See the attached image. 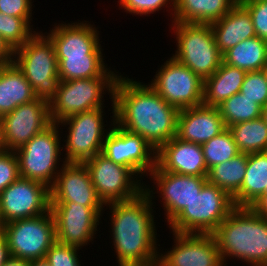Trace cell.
Returning a JSON list of instances; mask_svg holds the SVG:
<instances>
[{
  "label": "cell",
  "mask_w": 267,
  "mask_h": 266,
  "mask_svg": "<svg viewBox=\"0 0 267 266\" xmlns=\"http://www.w3.org/2000/svg\"><path fill=\"white\" fill-rule=\"evenodd\" d=\"M32 0H0V12L23 18L31 27Z\"/></svg>",
  "instance_id": "cell-40"
},
{
  "label": "cell",
  "mask_w": 267,
  "mask_h": 266,
  "mask_svg": "<svg viewBox=\"0 0 267 266\" xmlns=\"http://www.w3.org/2000/svg\"><path fill=\"white\" fill-rule=\"evenodd\" d=\"M10 257L7 241L2 232H0V266Z\"/></svg>",
  "instance_id": "cell-43"
},
{
  "label": "cell",
  "mask_w": 267,
  "mask_h": 266,
  "mask_svg": "<svg viewBox=\"0 0 267 266\" xmlns=\"http://www.w3.org/2000/svg\"><path fill=\"white\" fill-rule=\"evenodd\" d=\"M156 164L165 172L182 175L207 177L208 173L202 146L176 136L157 151Z\"/></svg>",
  "instance_id": "cell-21"
},
{
  "label": "cell",
  "mask_w": 267,
  "mask_h": 266,
  "mask_svg": "<svg viewBox=\"0 0 267 266\" xmlns=\"http://www.w3.org/2000/svg\"><path fill=\"white\" fill-rule=\"evenodd\" d=\"M173 236L174 247L159 252L157 266H224L212 234L173 232Z\"/></svg>",
  "instance_id": "cell-17"
},
{
  "label": "cell",
  "mask_w": 267,
  "mask_h": 266,
  "mask_svg": "<svg viewBox=\"0 0 267 266\" xmlns=\"http://www.w3.org/2000/svg\"><path fill=\"white\" fill-rule=\"evenodd\" d=\"M49 102L35 100L17 106L0 117V135L5 150L15 151L51 124Z\"/></svg>",
  "instance_id": "cell-15"
},
{
  "label": "cell",
  "mask_w": 267,
  "mask_h": 266,
  "mask_svg": "<svg viewBox=\"0 0 267 266\" xmlns=\"http://www.w3.org/2000/svg\"><path fill=\"white\" fill-rule=\"evenodd\" d=\"M79 249L56 241L47 251L45 259L51 266H81Z\"/></svg>",
  "instance_id": "cell-36"
},
{
  "label": "cell",
  "mask_w": 267,
  "mask_h": 266,
  "mask_svg": "<svg viewBox=\"0 0 267 266\" xmlns=\"http://www.w3.org/2000/svg\"><path fill=\"white\" fill-rule=\"evenodd\" d=\"M4 227H5V222H4L3 218H2L1 209H0V232L3 231Z\"/></svg>",
  "instance_id": "cell-47"
},
{
  "label": "cell",
  "mask_w": 267,
  "mask_h": 266,
  "mask_svg": "<svg viewBox=\"0 0 267 266\" xmlns=\"http://www.w3.org/2000/svg\"><path fill=\"white\" fill-rule=\"evenodd\" d=\"M240 93L264 107L267 104V76L263 70L246 72Z\"/></svg>",
  "instance_id": "cell-35"
},
{
  "label": "cell",
  "mask_w": 267,
  "mask_h": 266,
  "mask_svg": "<svg viewBox=\"0 0 267 266\" xmlns=\"http://www.w3.org/2000/svg\"><path fill=\"white\" fill-rule=\"evenodd\" d=\"M20 177L15 151L4 150L0 154V193Z\"/></svg>",
  "instance_id": "cell-39"
},
{
  "label": "cell",
  "mask_w": 267,
  "mask_h": 266,
  "mask_svg": "<svg viewBox=\"0 0 267 266\" xmlns=\"http://www.w3.org/2000/svg\"><path fill=\"white\" fill-rule=\"evenodd\" d=\"M0 209L5 224L45 214L50 211V188L19 177L0 193Z\"/></svg>",
  "instance_id": "cell-16"
},
{
  "label": "cell",
  "mask_w": 267,
  "mask_h": 266,
  "mask_svg": "<svg viewBox=\"0 0 267 266\" xmlns=\"http://www.w3.org/2000/svg\"><path fill=\"white\" fill-rule=\"evenodd\" d=\"M251 208L258 214L267 218V189L264 194L251 206Z\"/></svg>",
  "instance_id": "cell-42"
},
{
  "label": "cell",
  "mask_w": 267,
  "mask_h": 266,
  "mask_svg": "<svg viewBox=\"0 0 267 266\" xmlns=\"http://www.w3.org/2000/svg\"><path fill=\"white\" fill-rule=\"evenodd\" d=\"M85 22H63L47 33L54 44L57 58L102 54L99 31L93 24Z\"/></svg>",
  "instance_id": "cell-20"
},
{
  "label": "cell",
  "mask_w": 267,
  "mask_h": 266,
  "mask_svg": "<svg viewBox=\"0 0 267 266\" xmlns=\"http://www.w3.org/2000/svg\"><path fill=\"white\" fill-rule=\"evenodd\" d=\"M50 188V202H74L85 207H104L84 163L63 162Z\"/></svg>",
  "instance_id": "cell-19"
},
{
  "label": "cell",
  "mask_w": 267,
  "mask_h": 266,
  "mask_svg": "<svg viewBox=\"0 0 267 266\" xmlns=\"http://www.w3.org/2000/svg\"><path fill=\"white\" fill-rule=\"evenodd\" d=\"M217 107L226 128L233 124L258 119L262 113V106L240 92L227 98Z\"/></svg>",
  "instance_id": "cell-32"
},
{
  "label": "cell",
  "mask_w": 267,
  "mask_h": 266,
  "mask_svg": "<svg viewBox=\"0 0 267 266\" xmlns=\"http://www.w3.org/2000/svg\"><path fill=\"white\" fill-rule=\"evenodd\" d=\"M245 74V70L222 61L217 71L204 80L203 104L217 107L227 98L240 92Z\"/></svg>",
  "instance_id": "cell-26"
},
{
  "label": "cell",
  "mask_w": 267,
  "mask_h": 266,
  "mask_svg": "<svg viewBox=\"0 0 267 266\" xmlns=\"http://www.w3.org/2000/svg\"><path fill=\"white\" fill-rule=\"evenodd\" d=\"M238 0H175L171 22L211 24L228 14Z\"/></svg>",
  "instance_id": "cell-25"
},
{
  "label": "cell",
  "mask_w": 267,
  "mask_h": 266,
  "mask_svg": "<svg viewBox=\"0 0 267 266\" xmlns=\"http://www.w3.org/2000/svg\"><path fill=\"white\" fill-rule=\"evenodd\" d=\"M261 118L264 120V122L267 125V104L264 107H262Z\"/></svg>",
  "instance_id": "cell-46"
},
{
  "label": "cell",
  "mask_w": 267,
  "mask_h": 266,
  "mask_svg": "<svg viewBox=\"0 0 267 266\" xmlns=\"http://www.w3.org/2000/svg\"><path fill=\"white\" fill-rule=\"evenodd\" d=\"M118 3L126 13L140 16L154 14V12L161 10L162 7L169 8L168 3L172 7L170 17L173 16V11L175 10V0H119Z\"/></svg>",
  "instance_id": "cell-37"
},
{
  "label": "cell",
  "mask_w": 267,
  "mask_h": 266,
  "mask_svg": "<svg viewBox=\"0 0 267 266\" xmlns=\"http://www.w3.org/2000/svg\"><path fill=\"white\" fill-rule=\"evenodd\" d=\"M153 191L145 185L137 197L107 205L118 266H157L158 239L152 213L156 192Z\"/></svg>",
  "instance_id": "cell-2"
},
{
  "label": "cell",
  "mask_w": 267,
  "mask_h": 266,
  "mask_svg": "<svg viewBox=\"0 0 267 266\" xmlns=\"http://www.w3.org/2000/svg\"><path fill=\"white\" fill-rule=\"evenodd\" d=\"M240 153L267 151V125L260 117L228 127Z\"/></svg>",
  "instance_id": "cell-31"
},
{
  "label": "cell",
  "mask_w": 267,
  "mask_h": 266,
  "mask_svg": "<svg viewBox=\"0 0 267 266\" xmlns=\"http://www.w3.org/2000/svg\"><path fill=\"white\" fill-rule=\"evenodd\" d=\"M201 146L207 169L229 161L240 154L233 135L228 128Z\"/></svg>",
  "instance_id": "cell-33"
},
{
  "label": "cell",
  "mask_w": 267,
  "mask_h": 266,
  "mask_svg": "<svg viewBox=\"0 0 267 266\" xmlns=\"http://www.w3.org/2000/svg\"><path fill=\"white\" fill-rule=\"evenodd\" d=\"M104 207H85L74 202H50L56 241L82 248L95 238Z\"/></svg>",
  "instance_id": "cell-14"
},
{
  "label": "cell",
  "mask_w": 267,
  "mask_h": 266,
  "mask_svg": "<svg viewBox=\"0 0 267 266\" xmlns=\"http://www.w3.org/2000/svg\"><path fill=\"white\" fill-rule=\"evenodd\" d=\"M223 62L246 72L261 71L267 64V41L257 36L241 41L223 54Z\"/></svg>",
  "instance_id": "cell-28"
},
{
  "label": "cell",
  "mask_w": 267,
  "mask_h": 266,
  "mask_svg": "<svg viewBox=\"0 0 267 266\" xmlns=\"http://www.w3.org/2000/svg\"><path fill=\"white\" fill-rule=\"evenodd\" d=\"M174 23V24H173ZM177 50L172 57L187 66L203 81L211 77L223 61L210 24L172 22Z\"/></svg>",
  "instance_id": "cell-6"
},
{
  "label": "cell",
  "mask_w": 267,
  "mask_h": 266,
  "mask_svg": "<svg viewBox=\"0 0 267 266\" xmlns=\"http://www.w3.org/2000/svg\"><path fill=\"white\" fill-rule=\"evenodd\" d=\"M35 99L32 86L14 62L0 66V117Z\"/></svg>",
  "instance_id": "cell-24"
},
{
  "label": "cell",
  "mask_w": 267,
  "mask_h": 266,
  "mask_svg": "<svg viewBox=\"0 0 267 266\" xmlns=\"http://www.w3.org/2000/svg\"><path fill=\"white\" fill-rule=\"evenodd\" d=\"M95 191L104 206L131 200L144 191V183L128 167L98 153L84 162ZM136 176V177H135Z\"/></svg>",
  "instance_id": "cell-10"
},
{
  "label": "cell",
  "mask_w": 267,
  "mask_h": 266,
  "mask_svg": "<svg viewBox=\"0 0 267 266\" xmlns=\"http://www.w3.org/2000/svg\"><path fill=\"white\" fill-rule=\"evenodd\" d=\"M148 175L159 190L158 197L163 200L168 224L199 195L207 183L206 177L165 172L157 164Z\"/></svg>",
  "instance_id": "cell-18"
},
{
  "label": "cell",
  "mask_w": 267,
  "mask_h": 266,
  "mask_svg": "<svg viewBox=\"0 0 267 266\" xmlns=\"http://www.w3.org/2000/svg\"><path fill=\"white\" fill-rule=\"evenodd\" d=\"M250 13L256 36L267 41V0H238Z\"/></svg>",
  "instance_id": "cell-38"
},
{
  "label": "cell",
  "mask_w": 267,
  "mask_h": 266,
  "mask_svg": "<svg viewBox=\"0 0 267 266\" xmlns=\"http://www.w3.org/2000/svg\"><path fill=\"white\" fill-rule=\"evenodd\" d=\"M212 235L224 266L228 258L267 266V218L251 207H235Z\"/></svg>",
  "instance_id": "cell-3"
},
{
  "label": "cell",
  "mask_w": 267,
  "mask_h": 266,
  "mask_svg": "<svg viewBox=\"0 0 267 266\" xmlns=\"http://www.w3.org/2000/svg\"><path fill=\"white\" fill-rule=\"evenodd\" d=\"M154 77L148 85L179 111L203 104L204 81L173 57L164 62Z\"/></svg>",
  "instance_id": "cell-12"
},
{
  "label": "cell",
  "mask_w": 267,
  "mask_h": 266,
  "mask_svg": "<svg viewBox=\"0 0 267 266\" xmlns=\"http://www.w3.org/2000/svg\"><path fill=\"white\" fill-rule=\"evenodd\" d=\"M104 108L77 113L58 123L63 127L68 125L67 130H69L67 139L64 140L65 146L63 145L66 157L62 162L84 163L101 153L104 139L108 133L103 121Z\"/></svg>",
  "instance_id": "cell-11"
},
{
  "label": "cell",
  "mask_w": 267,
  "mask_h": 266,
  "mask_svg": "<svg viewBox=\"0 0 267 266\" xmlns=\"http://www.w3.org/2000/svg\"><path fill=\"white\" fill-rule=\"evenodd\" d=\"M217 48L223 55L241 41L256 36L248 10L238 1L220 20L210 24Z\"/></svg>",
  "instance_id": "cell-23"
},
{
  "label": "cell",
  "mask_w": 267,
  "mask_h": 266,
  "mask_svg": "<svg viewBox=\"0 0 267 266\" xmlns=\"http://www.w3.org/2000/svg\"><path fill=\"white\" fill-rule=\"evenodd\" d=\"M225 129L218 107L202 104L179 111L176 137L202 145Z\"/></svg>",
  "instance_id": "cell-22"
},
{
  "label": "cell",
  "mask_w": 267,
  "mask_h": 266,
  "mask_svg": "<svg viewBox=\"0 0 267 266\" xmlns=\"http://www.w3.org/2000/svg\"><path fill=\"white\" fill-rule=\"evenodd\" d=\"M30 266H51V265L44 258V259L30 261Z\"/></svg>",
  "instance_id": "cell-45"
},
{
  "label": "cell",
  "mask_w": 267,
  "mask_h": 266,
  "mask_svg": "<svg viewBox=\"0 0 267 266\" xmlns=\"http://www.w3.org/2000/svg\"><path fill=\"white\" fill-rule=\"evenodd\" d=\"M2 266H30V261L10 256Z\"/></svg>",
  "instance_id": "cell-44"
},
{
  "label": "cell",
  "mask_w": 267,
  "mask_h": 266,
  "mask_svg": "<svg viewBox=\"0 0 267 266\" xmlns=\"http://www.w3.org/2000/svg\"><path fill=\"white\" fill-rule=\"evenodd\" d=\"M103 54L57 58L60 81L101 77L109 68Z\"/></svg>",
  "instance_id": "cell-30"
},
{
  "label": "cell",
  "mask_w": 267,
  "mask_h": 266,
  "mask_svg": "<svg viewBox=\"0 0 267 266\" xmlns=\"http://www.w3.org/2000/svg\"><path fill=\"white\" fill-rule=\"evenodd\" d=\"M59 127L58 123L52 122L42 132L15 150L20 177L52 187L61 170L58 163L63 147L60 145Z\"/></svg>",
  "instance_id": "cell-8"
},
{
  "label": "cell",
  "mask_w": 267,
  "mask_h": 266,
  "mask_svg": "<svg viewBox=\"0 0 267 266\" xmlns=\"http://www.w3.org/2000/svg\"><path fill=\"white\" fill-rule=\"evenodd\" d=\"M235 207L226 191L207 182L168 225L171 233L212 234Z\"/></svg>",
  "instance_id": "cell-7"
},
{
  "label": "cell",
  "mask_w": 267,
  "mask_h": 266,
  "mask_svg": "<svg viewBox=\"0 0 267 266\" xmlns=\"http://www.w3.org/2000/svg\"><path fill=\"white\" fill-rule=\"evenodd\" d=\"M263 71L265 72L266 76H267V64L264 66Z\"/></svg>",
  "instance_id": "cell-49"
},
{
  "label": "cell",
  "mask_w": 267,
  "mask_h": 266,
  "mask_svg": "<svg viewBox=\"0 0 267 266\" xmlns=\"http://www.w3.org/2000/svg\"><path fill=\"white\" fill-rule=\"evenodd\" d=\"M4 234L12 257L34 261L44 259L56 242L55 222L51 211L33 218L5 224Z\"/></svg>",
  "instance_id": "cell-9"
},
{
  "label": "cell",
  "mask_w": 267,
  "mask_h": 266,
  "mask_svg": "<svg viewBox=\"0 0 267 266\" xmlns=\"http://www.w3.org/2000/svg\"><path fill=\"white\" fill-rule=\"evenodd\" d=\"M113 118L104 139L101 153L114 163L130 168L142 180L156 167L157 151L140 135L130 133L115 123V105L111 104ZM140 174V177L138 176Z\"/></svg>",
  "instance_id": "cell-13"
},
{
  "label": "cell",
  "mask_w": 267,
  "mask_h": 266,
  "mask_svg": "<svg viewBox=\"0 0 267 266\" xmlns=\"http://www.w3.org/2000/svg\"><path fill=\"white\" fill-rule=\"evenodd\" d=\"M248 154L240 153L229 161L208 169L207 182L233 197L241 188L247 169Z\"/></svg>",
  "instance_id": "cell-29"
},
{
  "label": "cell",
  "mask_w": 267,
  "mask_h": 266,
  "mask_svg": "<svg viewBox=\"0 0 267 266\" xmlns=\"http://www.w3.org/2000/svg\"><path fill=\"white\" fill-rule=\"evenodd\" d=\"M267 151L248 154L246 174L240 190L232 197L236 207H251L265 192Z\"/></svg>",
  "instance_id": "cell-27"
},
{
  "label": "cell",
  "mask_w": 267,
  "mask_h": 266,
  "mask_svg": "<svg viewBox=\"0 0 267 266\" xmlns=\"http://www.w3.org/2000/svg\"><path fill=\"white\" fill-rule=\"evenodd\" d=\"M119 76L108 69L101 77L60 81L49 102L51 122L59 123L74 114L104 107L102 98L107 90L114 102V88Z\"/></svg>",
  "instance_id": "cell-5"
},
{
  "label": "cell",
  "mask_w": 267,
  "mask_h": 266,
  "mask_svg": "<svg viewBox=\"0 0 267 266\" xmlns=\"http://www.w3.org/2000/svg\"><path fill=\"white\" fill-rule=\"evenodd\" d=\"M14 63L32 86L36 98L50 102L60 82L55 47L50 38L35 32L14 50Z\"/></svg>",
  "instance_id": "cell-4"
},
{
  "label": "cell",
  "mask_w": 267,
  "mask_h": 266,
  "mask_svg": "<svg viewBox=\"0 0 267 266\" xmlns=\"http://www.w3.org/2000/svg\"><path fill=\"white\" fill-rule=\"evenodd\" d=\"M4 146H3V143H2V138H1V135H0V154L4 151Z\"/></svg>",
  "instance_id": "cell-48"
},
{
  "label": "cell",
  "mask_w": 267,
  "mask_h": 266,
  "mask_svg": "<svg viewBox=\"0 0 267 266\" xmlns=\"http://www.w3.org/2000/svg\"><path fill=\"white\" fill-rule=\"evenodd\" d=\"M20 17L0 12V35L13 49L21 47L36 31Z\"/></svg>",
  "instance_id": "cell-34"
},
{
  "label": "cell",
  "mask_w": 267,
  "mask_h": 266,
  "mask_svg": "<svg viewBox=\"0 0 267 266\" xmlns=\"http://www.w3.org/2000/svg\"><path fill=\"white\" fill-rule=\"evenodd\" d=\"M14 62V50L0 35V66L8 65Z\"/></svg>",
  "instance_id": "cell-41"
},
{
  "label": "cell",
  "mask_w": 267,
  "mask_h": 266,
  "mask_svg": "<svg viewBox=\"0 0 267 266\" xmlns=\"http://www.w3.org/2000/svg\"><path fill=\"white\" fill-rule=\"evenodd\" d=\"M143 82L120 75L114 88L115 123L158 151L176 136L179 110Z\"/></svg>",
  "instance_id": "cell-1"
}]
</instances>
